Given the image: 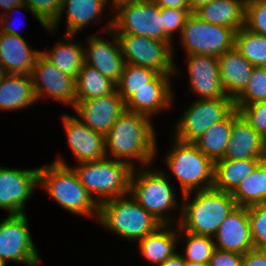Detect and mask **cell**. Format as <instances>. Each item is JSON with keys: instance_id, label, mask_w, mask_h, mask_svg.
I'll list each match as a JSON object with an SVG mask.
<instances>
[{"instance_id": "6da1fadb", "label": "cell", "mask_w": 266, "mask_h": 266, "mask_svg": "<svg viewBox=\"0 0 266 266\" xmlns=\"http://www.w3.org/2000/svg\"><path fill=\"white\" fill-rule=\"evenodd\" d=\"M152 118L125 110L105 135L106 153L113 159L135 168L132 160H138L147 168L154 161L157 151ZM108 151V152H107ZM153 159V160H152Z\"/></svg>"}, {"instance_id": "7a4b0ae2", "label": "cell", "mask_w": 266, "mask_h": 266, "mask_svg": "<svg viewBox=\"0 0 266 266\" xmlns=\"http://www.w3.org/2000/svg\"><path fill=\"white\" fill-rule=\"evenodd\" d=\"M190 196L191 193L182 195L181 217L175 224L194 235L213 238L221 223L237 206L231 193L214 188L196 191L191 201Z\"/></svg>"}, {"instance_id": "3957f363", "label": "cell", "mask_w": 266, "mask_h": 266, "mask_svg": "<svg viewBox=\"0 0 266 266\" xmlns=\"http://www.w3.org/2000/svg\"><path fill=\"white\" fill-rule=\"evenodd\" d=\"M39 186L69 212L98 219L100 205L95 196L89 194L74 169L61 157L50 165L39 167Z\"/></svg>"}, {"instance_id": "277c9868", "label": "cell", "mask_w": 266, "mask_h": 266, "mask_svg": "<svg viewBox=\"0 0 266 266\" xmlns=\"http://www.w3.org/2000/svg\"><path fill=\"white\" fill-rule=\"evenodd\" d=\"M128 196L101 203L98 221L104 228L116 233L119 237L138 242L163 224Z\"/></svg>"}, {"instance_id": "5b68a950", "label": "cell", "mask_w": 266, "mask_h": 266, "mask_svg": "<svg viewBox=\"0 0 266 266\" xmlns=\"http://www.w3.org/2000/svg\"><path fill=\"white\" fill-rule=\"evenodd\" d=\"M80 183L97 203L129 195L133 167L129 164L106 157L102 160L79 163L72 167Z\"/></svg>"}, {"instance_id": "8992f818", "label": "cell", "mask_w": 266, "mask_h": 266, "mask_svg": "<svg viewBox=\"0 0 266 266\" xmlns=\"http://www.w3.org/2000/svg\"><path fill=\"white\" fill-rule=\"evenodd\" d=\"M165 163L179 181L182 195L213 188L214 162L194 143L174 138ZM198 187V188H197ZM196 189V190H195Z\"/></svg>"}, {"instance_id": "52a82bcc", "label": "cell", "mask_w": 266, "mask_h": 266, "mask_svg": "<svg viewBox=\"0 0 266 266\" xmlns=\"http://www.w3.org/2000/svg\"><path fill=\"white\" fill-rule=\"evenodd\" d=\"M136 172L133 168L129 195L147 212L151 213L161 224L167 225L174 223L166 213L170 209H176L180 205L173 186L169 182V176L161 170L149 171L142 168ZM137 174V175H136ZM172 221V222H171Z\"/></svg>"}, {"instance_id": "ba28073f", "label": "cell", "mask_w": 266, "mask_h": 266, "mask_svg": "<svg viewBox=\"0 0 266 266\" xmlns=\"http://www.w3.org/2000/svg\"><path fill=\"white\" fill-rule=\"evenodd\" d=\"M235 34L233 28L206 22L192 12L179 37L186 55L203 54L218 57L234 47Z\"/></svg>"}, {"instance_id": "9c48e42d", "label": "cell", "mask_w": 266, "mask_h": 266, "mask_svg": "<svg viewBox=\"0 0 266 266\" xmlns=\"http://www.w3.org/2000/svg\"><path fill=\"white\" fill-rule=\"evenodd\" d=\"M115 17L102 29L115 34H133L163 41V8L146 0L114 10Z\"/></svg>"}, {"instance_id": "30bf717a", "label": "cell", "mask_w": 266, "mask_h": 266, "mask_svg": "<svg viewBox=\"0 0 266 266\" xmlns=\"http://www.w3.org/2000/svg\"><path fill=\"white\" fill-rule=\"evenodd\" d=\"M115 35L125 63L151 68L163 74L176 75L180 72L172 59L173 43L133 34Z\"/></svg>"}, {"instance_id": "8fae6325", "label": "cell", "mask_w": 266, "mask_h": 266, "mask_svg": "<svg viewBox=\"0 0 266 266\" xmlns=\"http://www.w3.org/2000/svg\"><path fill=\"white\" fill-rule=\"evenodd\" d=\"M190 105L176 123L174 136L177 140L189 143H194L212 125L223 121L235 109L231 98L197 99Z\"/></svg>"}, {"instance_id": "7c38bea8", "label": "cell", "mask_w": 266, "mask_h": 266, "mask_svg": "<svg viewBox=\"0 0 266 266\" xmlns=\"http://www.w3.org/2000/svg\"><path fill=\"white\" fill-rule=\"evenodd\" d=\"M26 213L8 215L0 222V259L22 263L26 266L39 265L40 255L36 250Z\"/></svg>"}, {"instance_id": "4fadbf2b", "label": "cell", "mask_w": 266, "mask_h": 266, "mask_svg": "<svg viewBox=\"0 0 266 266\" xmlns=\"http://www.w3.org/2000/svg\"><path fill=\"white\" fill-rule=\"evenodd\" d=\"M30 77L37 100L49 96L66 105H75L76 78L61 72L41 54L35 60Z\"/></svg>"}, {"instance_id": "5bb4252c", "label": "cell", "mask_w": 266, "mask_h": 266, "mask_svg": "<svg viewBox=\"0 0 266 266\" xmlns=\"http://www.w3.org/2000/svg\"><path fill=\"white\" fill-rule=\"evenodd\" d=\"M39 167L16 169L0 167V209L9 215L24 214L26 202L38 186Z\"/></svg>"}, {"instance_id": "9a60e30c", "label": "cell", "mask_w": 266, "mask_h": 266, "mask_svg": "<svg viewBox=\"0 0 266 266\" xmlns=\"http://www.w3.org/2000/svg\"><path fill=\"white\" fill-rule=\"evenodd\" d=\"M73 108L85 125L104 136L126 110L125 102L117 90L94 99L76 100Z\"/></svg>"}, {"instance_id": "2e32d148", "label": "cell", "mask_w": 266, "mask_h": 266, "mask_svg": "<svg viewBox=\"0 0 266 266\" xmlns=\"http://www.w3.org/2000/svg\"><path fill=\"white\" fill-rule=\"evenodd\" d=\"M190 90L198 99L229 98L221 84L217 56L203 54L187 55Z\"/></svg>"}, {"instance_id": "e0dca14e", "label": "cell", "mask_w": 266, "mask_h": 266, "mask_svg": "<svg viewBox=\"0 0 266 266\" xmlns=\"http://www.w3.org/2000/svg\"><path fill=\"white\" fill-rule=\"evenodd\" d=\"M62 123L68 138L69 148L77 162L102 160L107 156L105 136L85 125L69 114L62 116Z\"/></svg>"}, {"instance_id": "ac0fdd59", "label": "cell", "mask_w": 266, "mask_h": 266, "mask_svg": "<svg viewBox=\"0 0 266 266\" xmlns=\"http://www.w3.org/2000/svg\"><path fill=\"white\" fill-rule=\"evenodd\" d=\"M113 36L112 41L99 38L92 34L84 46L85 64L97 69L106 78L118 83L124 68V58L115 33L110 30ZM111 42V43H110Z\"/></svg>"}, {"instance_id": "d6986e66", "label": "cell", "mask_w": 266, "mask_h": 266, "mask_svg": "<svg viewBox=\"0 0 266 266\" xmlns=\"http://www.w3.org/2000/svg\"><path fill=\"white\" fill-rule=\"evenodd\" d=\"M215 247L221 251L245 254L254 249L247 207L236 206L221 223L213 237Z\"/></svg>"}, {"instance_id": "ffe728a7", "label": "cell", "mask_w": 266, "mask_h": 266, "mask_svg": "<svg viewBox=\"0 0 266 266\" xmlns=\"http://www.w3.org/2000/svg\"><path fill=\"white\" fill-rule=\"evenodd\" d=\"M250 158H266V140L235 108L232 111L230 140L222 159L243 160Z\"/></svg>"}, {"instance_id": "44dd1931", "label": "cell", "mask_w": 266, "mask_h": 266, "mask_svg": "<svg viewBox=\"0 0 266 266\" xmlns=\"http://www.w3.org/2000/svg\"><path fill=\"white\" fill-rule=\"evenodd\" d=\"M39 54L22 36L0 32V73L30 75Z\"/></svg>"}, {"instance_id": "7402d4cb", "label": "cell", "mask_w": 266, "mask_h": 266, "mask_svg": "<svg viewBox=\"0 0 266 266\" xmlns=\"http://www.w3.org/2000/svg\"><path fill=\"white\" fill-rule=\"evenodd\" d=\"M217 58L223 89L229 98L235 100L246 88L254 66L235 46Z\"/></svg>"}, {"instance_id": "603a6c76", "label": "cell", "mask_w": 266, "mask_h": 266, "mask_svg": "<svg viewBox=\"0 0 266 266\" xmlns=\"http://www.w3.org/2000/svg\"><path fill=\"white\" fill-rule=\"evenodd\" d=\"M33 83L28 74L0 73V109L17 110L36 103Z\"/></svg>"}, {"instance_id": "cb8c5ba5", "label": "cell", "mask_w": 266, "mask_h": 266, "mask_svg": "<svg viewBox=\"0 0 266 266\" xmlns=\"http://www.w3.org/2000/svg\"><path fill=\"white\" fill-rule=\"evenodd\" d=\"M175 74H163L147 68L125 63L116 90L126 102L137 90L144 87H171L170 78Z\"/></svg>"}, {"instance_id": "d4e9b609", "label": "cell", "mask_w": 266, "mask_h": 266, "mask_svg": "<svg viewBox=\"0 0 266 266\" xmlns=\"http://www.w3.org/2000/svg\"><path fill=\"white\" fill-rule=\"evenodd\" d=\"M106 6V0H63L58 19L47 30L55 32L61 21V14L67 11V31L65 34H78L91 21L99 20Z\"/></svg>"}, {"instance_id": "484cf974", "label": "cell", "mask_w": 266, "mask_h": 266, "mask_svg": "<svg viewBox=\"0 0 266 266\" xmlns=\"http://www.w3.org/2000/svg\"><path fill=\"white\" fill-rule=\"evenodd\" d=\"M194 13L206 22L228 26L236 32L245 26V6L242 0H212Z\"/></svg>"}, {"instance_id": "4316f807", "label": "cell", "mask_w": 266, "mask_h": 266, "mask_svg": "<svg viewBox=\"0 0 266 266\" xmlns=\"http://www.w3.org/2000/svg\"><path fill=\"white\" fill-rule=\"evenodd\" d=\"M266 158L243 160L219 159L214 162V184L216 190L232 193L239 183L247 178Z\"/></svg>"}, {"instance_id": "83f0119b", "label": "cell", "mask_w": 266, "mask_h": 266, "mask_svg": "<svg viewBox=\"0 0 266 266\" xmlns=\"http://www.w3.org/2000/svg\"><path fill=\"white\" fill-rule=\"evenodd\" d=\"M169 227V224L162 225L155 232L138 241L141 255L151 264L159 266L176 253L178 231L172 230L173 226Z\"/></svg>"}, {"instance_id": "f1b7e54d", "label": "cell", "mask_w": 266, "mask_h": 266, "mask_svg": "<svg viewBox=\"0 0 266 266\" xmlns=\"http://www.w3.org/2000/svg\"><path fill=\"white\" fill-rule=\"evenodd\" d=\"M74 36L76 35L65 34L61 43H56L52 50L47 53L40 51V54L61 72L76 78L85 63V56L84 45L75 44L72 41Z\"/></svg>"}, {"instance_id": "f546056e", "label": "cell", "mask_w": 266, "mask_h": 266, "mask_svg": "<svg viewBox=\"0 0 266 266\" xmlns=\"http://www.w3.org/2000/svg\"><path fill=\"white\" fill-rule=\"evenodd\" d=\"M173 95L172 87H144L125 102V107L126 110L151 118L172 106Z\"/></svg>"}, {"instance_id": "4dcf8cb0", "label": "cell", "mask_w": 266, "mask_h": 266, "mask_svg": "<svg viewBox=\"0 0 266 266\" xmlns=\"http://www.w3.org/2000/svg\"><path fill=\"white\" fill-rule=\"evenodd\" d=\"M237 206L266 204V159L231 193Z\"/></svg>"}, {"instance_id": "1f68e13d", "label": "cell", "mask_w": 266, "mask_h": 266, "mask_svg": "<svg viewBox=\"0 0 266 266\" xmlns=\"http://www.w3.org/2000/svg\"><path fill=\"white\" fill-rule=\"evenodd\" d=\"M232 130V112L223 120L212 125L194 144L213 162L222 159L226 152Z\"/></svg>"}, {"instance_id": "d6a6232c", "label": "cell", "mask_w": 266, "mask_h": 266, "mask_svg": "<svg viewBox=\"0 0 266 266\" xmlns=\"http://www.w3.org/2000/svg\"><path fill=\"white\" fill-rule=\"evenodd\" d=\"M116 90V84L97 69L83 64L76 77V100H88L109 95Z\"/></svg>"}, {"instance_id": "836d02e7", "label": "cell", "mask_w": 266, "mask_h": 266, "mask_svg": "<svg viewBox=\"0 0 266 266\" xmlns=\"http://www.w3.org/2000/svg\"><path fill=\"white\" fill-rule=\"evenodd\" d=\"M234 46L254 67H266V36L244 26L236 32Z\"/></svg>"}, {"instance_id": "e575fe53", "label": "cell", "mask_w": 266, "mask_h": 266, "mask_svg": "<svg viewBox=\"0 0 266 266\" xmlns=\"http://www.w3.org/2000/svg\"><path fill=\"white\" fill-rule=\"evenodd\" d=\"M178 231L183 233L185 243L183 259L185 261L199 262L202 264H209L211 256L213 255L214 250L216 249L213 238L209 236L194 235L184 230H181L179 227Z\"/></svg>"}, {"instance_id": "d590c367", "label": "cell", "mask_w": 266, "mask_h": 266, "mask_svg": "<svg viewBox=\"0 0 266 266\" xmlns=\"http://www.w3.org/2000/svg\"><path fill=\"white\" fill-rule=\"evenodd\" d=\"M266 101V67H254L244 91L234 100L235 107Z\"/></svg>"}, {"instance_id": "8d00e7d4", "label": "cell", "mask_w": 266, "mask_h": 266, "mask_svg": "<svg viewBox=\"0 0 266 266\" xmlns=\"http://www.w3.org/2000/svg\"><path fill=\"white\" fill-rule=\"evenodd\" d=\"M24 4L32 10L41 26L47 29L58 19L63 0H24Z\"/></svg>"}, {"instance_id": "74e56055", "label": "cell", "mask_w": 266, "mask_h": 266, "mask_svg": "<svg viewBox=\"0 0 266 266\" xmlns=\"http://www.w3.org/2000/svg\"><path fill=\"white\" fill-rule=\"evenodd\" d=\"M254 249L266 250V204L247 207Z\"/></svg>"}, {"instance_id": "f35d334b", "label": "cell", "mask_w": 266, "mask_h": 266, "mask_svg": "<svg viewBox=\"0 0 266 266\" xmlns=\"http://www.w3.org/2000/svg\"><path fill=\"white\" fill-rule=\"evenodd\" d=\"M191 13L190 9L163 8V41L172 43L174 37L172 35L176 31L181 35L186 20Z\"/></svg>"}, {"instance_id": "ab89813d", "label": "cell", "mask_w": 266, "mask_h": 266, "mask_svg": "<svg viewBox=\"0 0 266 266\" xmlns=\"http://www.w3.org/2000/svg\"><path fill=\"white\" fill-rule=\"evenodd\" d=\"M253 129L266 140V101L235 107Z\"/></svg>"}, {"instance_id": "60d3db41", "label": "cell", "mask_w": 266, "mask_h": 266, "mask_svg": "<svg viewBox=\"0 0 266 266\" xmlns=\"http://www.w3.org/2000/svg\"><path fill=\"white\" fill-rule=\"evenodd\" d=\"M245 27L252 32L266 36V0L245 6Z\"/></svg>"}, {"instance_id": "b9f144b4", "label": "cell", "mask_w": 266, "mask_h": 266, "mask_svg": "<svg viewBox=\"0 0 266 266\" xmlns=\"http://www.w3.org/2000/svg\"><path fill=\"white\" fill-rule=\"evenodd\" d=\"M243 255L215 249L208 266H242Z\"/></svg>"}, {"instance_id": "7bdbcfd3", "label": "cell", "mask_w": 266, "mask_h": 266, "mask_svg": "<svg viewBox=\"0 0 266 266\" xmlns=\"http://www.w3.org/2000/svg\"><path fill=\"white\" fill-rule=\"evenodd\" d=\"M242 266H266V250L247 251L243 254Z\"/></svg>"}, {"instance_id": "ee69618b", "label": "cell", "mask_w": 266, "mask_h": 266, "mask_svg": "<svg viewBox=\"0 0 266 266\" xmlns=\"http://www.w3.org/2000/svg\"><path fill=\"white\" fill-rule=\"evenodd\" d=\"M1 13L3 15L2 14L0 15V23H1L0 32L6 33V34H11V35H16V36H21L20 33H18L16 31V28H14V26H15L14 23L10 22V21H13V20H11V18L9 16L10 13L7 11H6L7 15L3 11Z\"/></svg>"}, {"instance_id": "f6af8a7d", "label": "cell", "mask_w": 266, "mask_h": 266, "mask_svg": "<svg viewBox=\"0 0 266 266\" xmlns=\"http://www.w3.org/2000/svg\"><path fill=\"white\" fill-rule=\"evenodd\" d=\"M160 8H178V9H190L187 0H152Z\"/></svg>"}, {"instance_id": "bcb514c9", "label": "cell", "mask_w": 266, "mask_h": 266, "mask_svg": "<svg viewBox=\"0 0 266 266\" xmlns=\"http://www.w3.org/2000/svg\"><path fill=\"white\" fill-rule=\"evenodd\" d=\"M0 7L8 10L9 12L11 11V13L12 11L26 8L32 13V15H34L32 10H30V8L24 4V0H0Z\"/></svg>"}, {"instance_id": "7dc6e473", "label": "cell", "mask_w": 266, "mask_h": 266, "mask_svg": "<svg viewBox=\"0 0 266 266\" xmlns=\"http://www.w3.org/2000/svg\"><path fill=\"white\" fill-rule=\"evenodd\" d=\"M159 266H185V260L183 259L182 254L176 252L172 257L168 258Z\"/></svg>"}, {"instance_id": "c3c4849f", "label": "cell", "mask_w": 266, "mask_h": 266, "mask_svg": "<svg viewBox=\"0 0 266 266\" xmlns=\"http://www.w3.org/2000/svg\"><path fill=\"white\" fill-rule=\"evenodd\" d=\"M189 7H190V11L191 12H195L196 10H198L201 6L211 2L212 0H187Z\"/></svg>"}, {"instance_id": "681fc988", "label": "cell", "mask_w": 266, "mask_h": 266, "mask_svg": "<svg viewBox=\"0 0 266 266\" xmlns=\"http://www.w3.org/2000/svg\"><path fill=\"white\" fill-rule=\"evenodd\" d=\"M108 3V0H106ZM112 9L113 11L116 10L118 7L120 6H124L127 4H133V3H137V2H142V1H146V0H112Z\"/></svg>"}, {"instance_id": "f907efd6", "label": "cell", "mask_w": 266, "mask_h": 266, "mask_svg": "<svg viewBox=\"0 0 266 266\" xmlns=\"http://www.w3.org/2000/svg\"><path fill=\"white\" fill-rule=\"evenodd\" d=\"M185 266H208V264H202L199 262L185 261Z\"/></svg>"}, {"instance_id": "816d5d0a", "label": "cell", "mask_w": 266, "mask_h": 266, "mask_svg": "<svg viewBox=\"0 0 266 266\" xmlns=\"http://www.w3.org/2000/svg\"><path fill=\"white\" fill-rule=\"evenodd\" d=\"M256 1H261V0H242L244 6H247L248 4H251Z\"/></svg>"}, {"instance_id": "f5cc1de1", "label": "cell", "mask_w": 266, "mask_h": 266, "mask_svg": "<svg viewBox=\"0 0 266 266\" xmlns=\"http://www.w3.org/2000/svg\"><path fill=\"white\" fill-rule=\"evenodd\" d=\"M0 266H6V264L0 259Z\"/></svg>"}]
</instances>
